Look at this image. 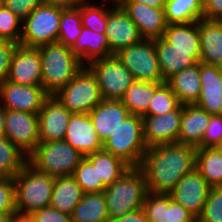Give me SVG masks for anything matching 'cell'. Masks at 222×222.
Segmentation results:
<instances>
[{"label":"cell","mask_w":222,"mask_h":222,"mask_svg":"<svg viewBox=\"0 0 222 222\" xmlns=\"http://www.w3.org/2000/svg\"><path fill=\"white\" fill-rule=\"evenodd\" d=\"M121 7L136 24L143 38L163 37L167 26L164 9H156L136 2H124Z\"/></svg>","instance_id":"ffe728a7"},{"label":"cell","mask_w":222,"mask_h":222,"mask_svg":"<svg viewBox=\"0 0 222 222\" xmlns=\"http://www.w3.org/2000/svg\"><path fill=\"white\" fill-rule=\"evenodd\" d=\"M72 222H108L110 220L103 192L85 193L71 214Z\"/></svg>","instance_id":"f546056e"},{"label":"cell","mask_w":222,"mask_h":222,"mask_svg":"<svg viewBox=\"0 0 222 222\" xmlns=\"http://www.w3.org/2000/svg\"><path fill=\"white\" fill-rule=\"evenodd\" d=\"M5 114L6 109L2 106L0 102V137L4 136L5 134Z\"/></svg>","instance_id":"816d5d0a"},{"label":"cell","mask_w":222,"mask_h":222,"mask_svg":"<svg viewBox=\"0 0 222 222\" xmlns=\"http://www.w3.org/2000/svg\"><path fill=\"white\" fill-rule=\"evenodd\" d=\"M17 44L6 39H0V83L8 76L11 58Z\"/></svg>","instance_id":"bcb514c9"},{"label":"cell","mask_w":222,"mask_h":222,"mask_svg":"<svg viewBox=\"0 0 222 222\" xmlns=\"http://www.w3.org/2000/svg\"><path fill=\"white\" fill-rule=\"evenodd\" d=\"M106 36L110 43V54L140 42L141 36L136 24L129 18L121 6L108 7Z\"/></svg>","instance_id":"9a60e30c"},{"label":"cell","mask_w":222,"mask_h":222,"mask_svg":"<svg viewBox=\"0 0 222 222\" xmlns=\"http://www.w3.org/2000/svg\"><path fill=\"white\" fill-rule=\"evenodd\" d=\"M43 0H3V5L24 21Z\"/></svg>","instance_id":"ee69618b"},{"label":"cell","mask_w":222,"mask_h":222,"mask_svg":"<svg viewBox=\"0 0 222 222\" xmlns=\"http://www.w3.org/2000/svg\"><path fill=\"white\" fill-rule=\"evenodd\" d=\"M103 149L130 167H139L147 147L143 140L142 117L130 114L103 143Z\"/></svg>","instance_id":"8992f818"},{"label":"cell","mask_w":222,"mask_h":222,"mask_svg":"<svg viewBox=\"0 0 222 222\" xmlns=\"http://www.w3.org/2000/svg\"><path fill=\"white\" fill-rule=\"evenodd\" d=\"M160 84L146 81H134L121 99L130 114L143 116L149 108L155 89Z\"/></svg>","instance_id":"836d02e7"},{"label":"cell","mask_w":222,"mask_h":222,"mask_svg":"<svg viewBox=\"0 0 222 222\" xmlns=\"http://www.w3.org/2000/svg\"><path fill=\"white\" fill-rule=\"evenodd\" d=\"M4 136L29 156L40 143L38 114L6 110Z\"/></svg>","instance_id":"8fae6325"},{"label":"cell","mask_w":222,"mask_h":222,"mask_svg":"<svg viewBox=\"0 0 222 222\" xmlns=\"http://www.w3.org/2000/svg\"><path fill=\"white\" fill-rule=\"evenodd\" d=\"M162 38L174 49L200 50L198 22L167 24Z\"/></svg>","instance_id":"1f68e13d"},{"label":"cell","mask_w":222,"mask_h":222,"mask_svg":"<svg viewBox=\"0 0 222 222\" xmlns=\"http://www.w3.org/2000/svg\"><path fill=\"white\" fill-rule=\"evenodd\" d=\"M210 188L211 186L199 171L194 168L178 181L176 186L169 192V196L198 218L203 211Z\"/></svg>","instance_id":"5bb4252c"},{"label":"cell","mask_w":222,"mask_h":222,"mask_svg":"<svg viewBox=\"0 0 222 222\" xmlns=\"http://www.w3.org/2000/svg\"><path fill=\"white\" fill-rule=\"evenodd\" d=\"M195 168L211 187H222V153L215 148H197Z\"/></svg>","instance_id":"d6a6232c"},{"label":"cell","mask_w":222,"mask_h":222,"mask_svg":"<svg viewBox=\"0 0 222 222\" xmlns=\"http://www.w3.org/2000/svg\"><path fill=\"white\" fill-rule=\"evenodd\" d=\"M197 222H222V187H211Z\"/></svg>","instance_id":"60d3db41"},{"label":"cell","mask_w":222,"mask_h":222,"mask_svg":"<svg viewBox=\"0 0 222 222\" xmlns=\"http://www.w3.org/2000/svg\"><path fill=\"white\" fill-rule=\"evenodd\" d=\"M125 2L142 3L156 9H164L165 7V0H126Z\"/></svg>","instance_id":"f907efd6"},{"label":"cell","mask_w":222,"mask_h":222,"mask_svg":"<svg viewBox=\"0 0 222 222\" xmlns=\"http://www.w3.org/2000/svg\"><path fill=\"white\" fill-rule=\"evenodd\" d=\"M197 147L172 143L147 148L139 168L147 191L169 194L178 181L195 168Z\"/></svg>","instance_id":"6da1fadb"},{"label":"cell","mask_w":222,"mask_h":222,"mask_svg":"<svg viewBox=\"0 0 222 222\" xmlns=\"http://www.w3.org/2000/svg\"><path fill=\"white\" fill-rule=\"evenodd\" d=\"M17 217V212H0V222H12Z\"/></svg>","instance_id":"f5cc1de1"},{"label":"cell","mask_w":222,"mask_h":222,"mask_svg":"<svg viewBox=\"0 0 222 222\" xmlns=\"http://www.w3.org/2000/svg\"><path fill=\"white\" fill-rule=\"evenodd\" d=\"M22 22L19 17L3 5L0 8V39H6L20 44Z\"/></svg>","instance_id":"ab89813d"},{"label":"cell","mask_w":222,"mask_h":222,"mask_svg":"<svg viewBox=\"0 0 222 222\" xmlns=\"http://www.w3.org/2000/svg\"><path fill=\"white\" fill-rule=\"evenodd\" d=\"M182 105L163 115L142 116L143 140L147 148L178 143Z\"/></svg>","instance_id":"4fadbf2b"},{"label":"cell","mask_w":222,"mask_h":222,"mask_svg":"<svg viewBox=\"0 0 222 222\" xmlns=\"http://www.w3.org/2000/svg\"><path fill=\"white\" fill-rule=\"evenodd\" d=\"M87 67L95 75L104 100H121L135 81L132 73L115 55L94 60Z\"/></svg>","instance_id":"30bf717a"},{"label":"cell","mask_w":222,"mask_h":222,"mask_svg":"<svg viewBox=\"0 0 222 222\" xmlns=\"http://www.w3.org/2000/svg\"><path fill=\"white\" fill-rule=\"evenodd\" d=\"M3 6V0H0V8Z\"/></svg>","instance_id":"6f0895ef"},{"label":"cell","mask_w":222,"mask_h":222,"mask_svg":"<svg viewBox=\"0 0 222 222\" xmlns=\"http://www.w3.org/2000/svg\"><path fill=\"white\" fill-rule=\"evenodd\" d=\"M64 141L84 157L103 149V143L94 128L89 113L71 114Z\"/></svg>","instance_id":"ac0fdd59"},{"label":"cell","mask_w":222,"mask_h":222,"mask_svg":"<svg viewBox=\"0 0 222 222\" xmlns=\"http://www.w3.org/2000/svg\"><path fill=\"white\" fill-rule=\"evenodd\" d=\"M27 219L30 222H72L71 215L50 206L33 212Z\"/></svg>","instance_id":"f6af8a7d"},{"label":"cell","mask_w":222,"mask_h":222,"mask_svg":"<svg viewBox=\"0 0 222 222\" xmlns=\"http://www.w3.org/2000/svg\"><path fill=\"white\" fill-rule=\"evenodd\" d=\"M200 62L222 67V21L200 19Z\"/></svg>","instance_id":"d4e9b609"},{"label":"cell","mask_w":222,"mask_h":222,"mask_svg":"<svg viewBox=\"0 0 222 222\" xmlns=\"http://www.w3.org/2000/svg\"><path fill=\"white\" fill-rule=\"evenodd\" d=\"M130 113L121 100H102L89 116L94 128L104 143L113 134Z\"/></svg>","instance_id":"603a6c76"},{"label":"cell","mask_w":222,"mask_h":222,"mask_svg":"<svg viewBox=\"0 0 222 222\" xmlns=\"http://www.w3.org/2000/svg\"><path fill=\"white\" fill-rule=\"evenodd\" d=\"M72 176L79 184L84 194L100 193L106 188L102 181H98L96 167H94L86 157L80 161Z\"/></svg>","instance_id":"f35d334b"},{"label":"cell","mask_w":222,"mask_h":222,"mask_svg":"<svg viewBox=\"0 0 222 222\" xmlns=\"http://www.w3.org/2000/svg\"><path fill=\"white\" fill-rule=\"evenodd\" d=\"M84 0H43L44 3L56 5L64 8L77 7Z\"/></svg>","instance_id":"681fc988"},{"label":"cell","mask_w":222,"mask_h":222,"mask_svg":"<svg viewBox=\"0 0 222 222\" xmlns=\"http://www.w3.org/2000/svg\"><path fill=\"white\" fill-rule=\"evenodd\" d=\"M49 96L42 86L20 85L8 80L0 83V102L6 110L38 114Z\"/></svg>","instance_id":"7c38bea8"},{"label":"cell","mask_w":222,"mask_h":222,"mask_svg":"<svg viewBox=\"0 0 222 222\" xmlns=\"http://www.w3.org/2000/svg\"><path fill=\"white\" fill-rule=\"evenodd\" d=\"M41 54V86L54 95L66 86L84 66L70 47L52 42L38 47Z\"/></svg>","instance_id":"7a4b0ae2"},{"label":"cell","mask_w":222,"mask_h":222,"mask_svg":"<svg viewBox=\"0 0 222 222\" xmlns=\"http://www.w3.org/2000/svg\"><path fill=\"white\" fill-rule=\"evenodd\" d=\"M55 177L37 171L29 163L14 177L17 217L27 218L48 207Z\"/></svg>","instance_id":"3957f363"},{"label":"cell","mask_w":222,"mask_h":222,"mask_svg":"<svg viewBox=\"0 0 222 222\" xmlns=\"http://www.w3.org/2000/svg\"><path fill=\"white\" fill-rule=\"evenodd\" d=\"M147 187L143 172L139 167H130L103 193L110 219L122 217L143 208Z\"/></svg>","instance_id":"277c9868"},{"label":"cell","mask_w":222,"mask_h":222,"mask_svg":"<svg viewBox=\"0 0 222 222\" xmlns=\"http://www.w3.org/2000/svg\"><path fill=\"white\" fill-rule=\"evenodd\" d=\"M222 138V115H211L202 140V148H214Z\"/></svg>","instance_id":"7bdbcfd3"},{"label":"cell","mask_w":222,"mask_h":222,"mask_svg":"<svg viewBox=\"0 0 222 222\" xmlns=\"http://www.w3.org/2000/svg\"><path fill=\"white\" fill-rule=\"evenodd\" d=\"M110 3H113V6H121L126 0H106Z\"/></svg>","instance_id":"db71d44e"},{"label":"cell","mask_w":222,"mask_h":222,"mask_svg":"<svg viewBox=\"0 0 222 222\" xmlns=\"http://www.w3.org/2000/svg\"><path fill=\"white\" fill-rule=\"evenodd\" d=\"M12 222H30L27 218L16 217Z\"/></svg>","instance_id":"9f6ffc18"},{"label":"cell","mask_w":222,"mask_h":222,"mask_svg":"<svg viewBox=\"0 0 222 222\" xmlns=\"http://www.w3.org/2000/svg\"><path fill=\"white\" fill-rule=\"evenodd\" d=\"M106 4L110 3H106L105 0H102V5L92 4L89 0L81 2L82 26L98 33H105L108 16V8L106 7Z\"/></svg>","instance_id":"8d00e7d4"},{"label":"cell","mask_w":222,"mask_h":222,"mask_svg":"<svg viewBox=\"0 0 222 222\" xmlns=\"http://www.w3.org/2000/svg\"><path fill=\"white\" fill-rule=\"evenodd\" d=\"M214 148L222 153V138L218 141V143L214 146Z\"/></svg>","instance_id":"11a10c76"},{"label":"cell","mask_w":222,"mask_h":222,"mask_svg":"<svg viewBox=\"0 0 222 222\" xmlns=\"http://www.w3.org/2000/svg\"><path fill=\"white\" fill-rule=\"evenodd\" d=\"M84 156L64 140L40 142L28 156L37 171L53 177L70 176Z\"/></svg>","instance_id":"5b68a950"},{"label":"cell","mask_w":222,"mask_h":222,"mask_svg":"<svg viewBox=\"0 0 222 222\" xmlns=\"http://www.w3.org/2000/svg\"><path fill=\"white\" fill-rule=\"evenodd\" d=\"M28 163V156L6 136L0 137V177L14 178Z\"/></svg>","instance_id":"e575fe53"},{"label":"cell","mask_w":222,"mask_h":222,"mask_svg":"<svg viewBox=\"0 0 222 222\" xmlns=\"http://www.w3.org/2000/svg\"><path fill=\"white\" fill-rule=\"evenodd\" d=\"M167 24H186L203 19L202 0H165Z\"/></svg>","instance_id":"4dcf8cb0"},{"label":"cell","mask_w":222,"mask_h":222,"mask_svg":"<svg viewBox=\"0 0 222 222\" xmlns=\"http://www.w3.org/2000/svg\"><path fill=\"white\" fill-rule=\"evenodd\" d=\"M179 105L177 97L172 92L170 85L165 81L155 89L148 111L143 116L163 115L174 111Z\"/></svg>","instance_id":"74e56055"},{"label":"cell","mask_w":222,"mask_h":222,"mask_svg":"<svg viewBox=\"0 0 222 222\" xmlns=\"http://www.w3.org/2000/svg\"><path fill=\"white\" fill-rule=\"evenodd\" d=\"M81 3L74 8H65L61 13L57 42L72 47L81 34Z\"/></svg>","instance_id":"d590c367"},{"label":"cell","mask_w":222,"mask_h":222,"mask_svg":"<svg viewBox=\"0 0 222 222\" xmlns=\"http://www.w3.org/2000/svg\"><path fill=\"white\" fill-rule=\"evenodd\" d=\"M181 105L195 104L201 90L199 62L175 73L166 81Z\"/></svg>","instance_id":"4316f807"},{"label":"cell","mask_w":222,"mask_h":222,"mask_svg":"<svg viewBox=\"0 0 222 222\" xmlns=\"http://www.w3.org/2000/svg\"><path fill=\"white\" fill-rule=\"evenodd\" d=\"M0 212H16L15 183L12 177H0Z\"/></svg>","instance_id":"b9f144b4"},{"label":"cell","mask_w":222,"mask_h":222,"mask_svg":"<svg viewBox=\"0 0 222 222\" xmlns=\"http://www.w3.org/2000/svg\"><path fill=\"white\" fill-rule=\"evenodd\" d=\"M6 80L20 85L41 86V54L39 49L17 44Z\"/></svg>","instance_id":"2e32d148"},{"label":"cell","mask_w":222,"mask_h":222,"mask_svg":"<svg viewBox=\"0 0 222 222\" xmlns=\"http://www.w3.org/2000/svg\"><path fill=\"white\" fill-rule=\"evenodd\" d=\"M203 19L222 21V0H202Z\"/></svg>","instance_id":"7dc6e473"},{"label":"cell","mask_w":222,"mask_h":222,"mask_svg":"<svg viewBox=\"0 0 222 222\" xmlns=\"http://www.w3.org/2000/svg\"><path fill=\"white\" fill-rule=\"evenodd\" d=\"M143 210L149 222H197V218L169 194L147 192Z\"/></svg>","instance_id":"d6986e66"},{"label":"cell","mask_w":222,"mask_h":222,"mask_svg":"<svg viewBox=\"0 0 222 222\" xmlns=\"http://www.w3.org/2000/svg\"><path fill=\"white\" fill-rule=\"evenodd\" d=\"M84 193L72 175L55 177L50 207L60 212L72 214Z\"/></svg>","instance_id":"83f0119b"},{"label":"cell","mask_w":222,"mask_h":222,"mask_svg":"<svg viewBox=\"0 0 222 222\" xmlns=\"http://www.w3.org/2000/svg\"><path fill=\"white\" fill-rule=\"evenodd\" d=\"M85 157L96 167L98 181H102L106 187L112 185L130 168L121 158L104 149Z\"/></svg>","instance_id":"f1b7e54d"},{"label":"cell","mask_w":222,"mask_h":222,"mask_svg":"<svg viewBox=\"0 0 222 222\" xmlns=\"http://www.w3.org/2000/svg\"><path fill=\"white\" fill-rule=\"evenodd\" d=\"M155 49L164 82L175 73L200 62V50L174 49L162 37L155 39Z\"/></svg>","instance_id":"44dd1931"},{"label":"cell","mask_w":222,"mask_h":222,"mask_svg":"<svg viewBox=\"0 0 222 222\" xmlns=\"http://www.w3.org/2000/svg\"><path fill=\"white\" fill-rule=\"evenodd\" d=\"M108 222H149V220L145 211L141 208L122 217L110 219Z\"/></svg>","instance_id":"c3c4849f"},{"label":"cell","mask_w":222,"mask_h":222,"mask_svg":"<svg viewBox=\"0 0 222 222\" xmlns=\"http://www.w3.org/2000/svg\"><path fill=\"white\" fill-rule=\"evenodd\" d=\"M201 90L195 105L208 114L221 115L222 67L199 62Z\"/></svg>","instance_id":"7402d4cb"},{"label":"cell","mask_w":222,"mask_h":222,"mask_svg":"<svg viewBox=\"0 0 222 222\" xmlns=\"http://www.w3.org/2000/svg\"><path fill=\"white\" fill-rule=\"evenodd\" d=\"M53 96L71 113H89L103 100L97 79L87 66Z\"/></svg>","instance_id":"52a82bcc"},{"label":"cell","mask_w":222,"mask_h":222,"mask_svg":"<svg viewBox=\"0 0 222 222\" xmlns=\"http://www.w3.org/2000/svg\"><path fill=\"white\" fill-rule=\"evenodd\" d=\"M115 56L132 73L136 81L163 83L159 68L155 39L140 42L120 50Z\"/></svg>","instance_id":"9c48e42d"},{"label":"cell","mask_w":222,"mask_h":222,"mask_svg":"<svg viewBox=\"0 0 222 222\" xmlns=\"http://www.w3.org/2000/svg\"><path fill=\"white\" fill-rule=\"evenodd\" d=\"M71 114L54 96L50 95L38 113L40 142L64 140Z\"/></svg>","instance_id":"e0dca14e"},{"label":"cell","mask_w":222,"mask_h":222,"mask_svg":"<svg viewBox=\"0 0 222 222\" xmlns=\"http://www.w3.org/2000/svg\"><path fill=\"white\" fill-rule=\"evenodd\" d=\"M211 114L195 104L182 105L178 143L202 148V140Z\"/></svg>","instance_id":"cb8c5ba5"},{"label":"cell","mask_w":222,"mask_h":222,"mask_svg":"<svg viewBox=\"0 0 222 222\" xmlns=\"http://www.w3.org/2000/svg\"><path fill=\"white\" fill-rule=\"evenodd\" d=\"M70 49L84 66L94 60L111 56L110 43L106 34L92 31L84 26Z\"/></svg>","instance_id":"484cf974"},{"label":"cell","mask_w":222,"mask_h":222,"mask_svg":"<svg viewBox=\"0 0 222 222\" xmlns=\"http://www.w3.org/2000/svg\"><path fill=\"white\" fill-rule=\"evenodd\" d=\"M64 7L42 3L22 22L20 45L35 47L57 42Z\"/></svg>","instance_id":"ba28073f"}]
</instances>
